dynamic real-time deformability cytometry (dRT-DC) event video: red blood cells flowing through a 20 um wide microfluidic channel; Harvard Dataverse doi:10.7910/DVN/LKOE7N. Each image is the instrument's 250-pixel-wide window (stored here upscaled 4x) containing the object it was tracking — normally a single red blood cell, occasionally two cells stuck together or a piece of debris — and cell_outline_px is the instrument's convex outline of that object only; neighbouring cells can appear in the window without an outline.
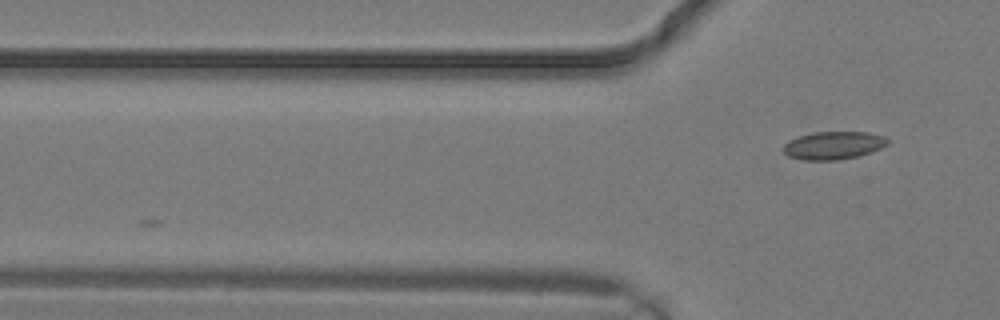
{"species": "common noctule bat (a hibernating species)", "species_latin": "Nyctalus noctula", "temperature_condition": "warm", "stored_images_in_passage": 4, "camera_frame_rate_fps": 3000, "um_per_image_px": 0.085, "animal": {"sex": "male", "body_mass_g": 19.2, "forearm_length_mm": 51.8}, "frame": {"image": 1, "passage_image": 4, "time_ms": 1.0, "image_size_px": [1000, 320], "cell_outline_px": [[888, 144], [872, 152], [856, 156], [836, 160], [804, 160], [788, 156], [780, 148], [784, 144], [800, 136], [812, 132], [868, 132], [884, 136], [888, 140]], "centroid_in_image_um": [70.83, 12.36], "position_along_channel_um": 55.0, "area_um2": 16.88}}